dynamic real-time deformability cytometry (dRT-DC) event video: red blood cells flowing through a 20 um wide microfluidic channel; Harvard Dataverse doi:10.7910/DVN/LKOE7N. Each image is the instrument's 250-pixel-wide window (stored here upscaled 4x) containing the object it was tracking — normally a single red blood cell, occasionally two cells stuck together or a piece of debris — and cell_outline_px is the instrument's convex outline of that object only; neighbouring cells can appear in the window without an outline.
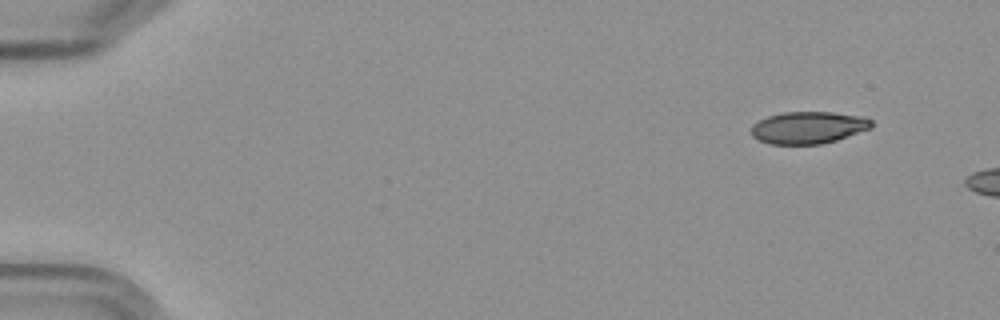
{"species": "Egyptian fruit bat (a non-hibernating species)", "species_latin": "Rousettus aegyptiacus", "temperature_condition": "cold", "stored_images_in_passage": 2, "camera_frame_rate_fps": 3000, "um_per_image_px": 0.085, "frame": {"image": 1, "passage_image": 1, "time_ms": 0.0, "image_size_px": [1000, 320], "cell_outline_px": [[872, 128], [836, 140], [820, 144], [772, 144], [760, 140], [752, 136], [752, 124], [768, 116], [784, 112], [832, 112], [864, 116], [872, 120]], "centroid_in_image_um": [68.73, 10.83], "position_along_channel_um": 16.3, "area_um2": 22.43}}